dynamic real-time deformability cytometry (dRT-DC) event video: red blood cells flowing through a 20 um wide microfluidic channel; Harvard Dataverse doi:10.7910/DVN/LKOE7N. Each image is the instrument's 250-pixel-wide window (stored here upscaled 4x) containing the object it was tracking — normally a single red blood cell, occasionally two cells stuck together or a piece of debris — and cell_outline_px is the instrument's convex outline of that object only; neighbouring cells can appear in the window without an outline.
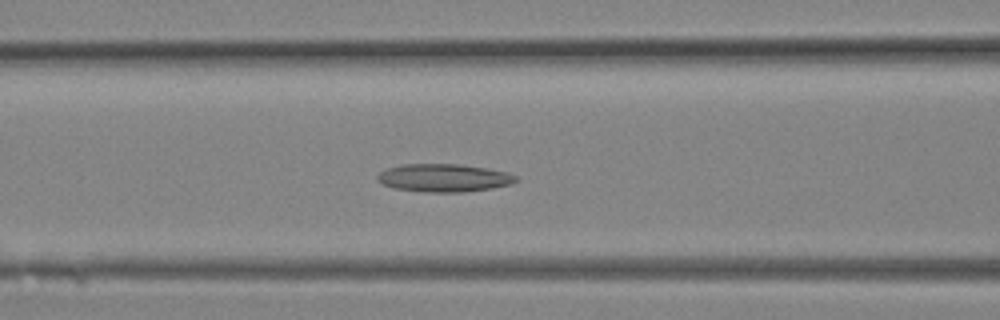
{"species": "Egyptian fruit bat (a non-hibernating species)", "species_latin": "Rousettus aegyptiacus", "temperature_condition": "room temperature", "stored_images_in_passage": 16, "camera_frame_rate_fps": 3000, "um_per_image_px": 0.085, "animal": {"sex": "female"}, "frame": {"image": 1, "passage_image": 10, "time_ms": 3.0, "image_size_px": [1000, 320], "cell_outline_px": [[520, 180], [512, 184], [492, 188], [464, 192], [424, 192], [396, 188], [384, 184], [376, 180], [376, 176], [380, 172], [388, 168], [400, 164], [460, 164], [488, 168], [508, 172], [516, 176]], "centroid_in_image_um": [37.77, 15.11], "position_along_channel_um": 128.8, "area_um2": 22.72}}
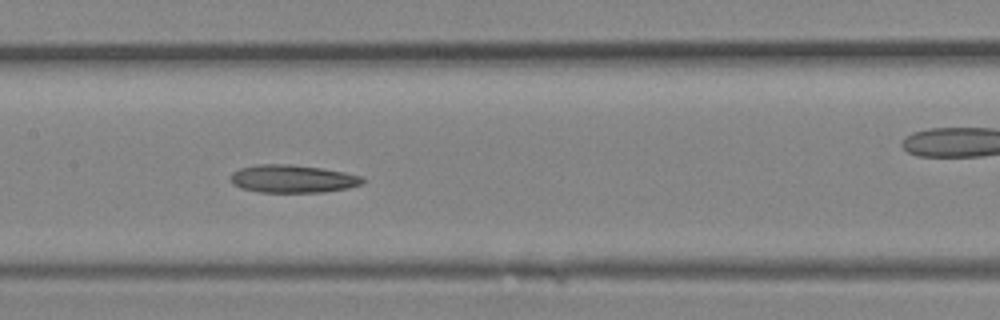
{"frame": {"image": 2, "passage_image": 12, "time_ms": 3.667, "image_size_px": [1000, 320], "cell_outline_px": [[364, 184], [348, 188], [324, 192], [260, 192], [240, 188], [232, 184], [228, 180], [232, 172], [240, 168], [256, 164], [292, 164], [320, 168], [344, 172], [364, 176]], "centroid_in_image_um": [24.86, 15.2], "position_along_channel_um": 182.5, "area_um2": 21.73}}
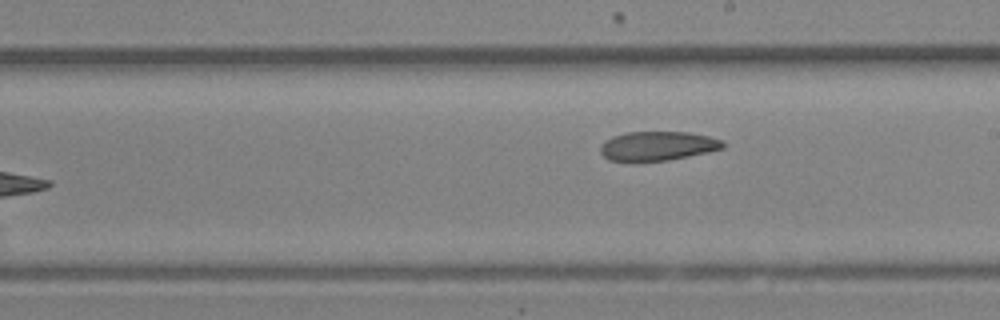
{"frame": {"image": 3, "passage_image": 16, "time_ms": 5.0, "image_size_px": [1000, 320], "cell_outline_px": [[724, 148], [708, 152], [668, 160], [608, 160], [600, 152], [600, 148], [604, 140], [612, 136], [628, 132], [688, 132], [708, 136], [724, 140]], "centroid_in_image_um": [55.91, 12.39], "position_along_channel_um": 233.1, "area_um2": 20.63}}